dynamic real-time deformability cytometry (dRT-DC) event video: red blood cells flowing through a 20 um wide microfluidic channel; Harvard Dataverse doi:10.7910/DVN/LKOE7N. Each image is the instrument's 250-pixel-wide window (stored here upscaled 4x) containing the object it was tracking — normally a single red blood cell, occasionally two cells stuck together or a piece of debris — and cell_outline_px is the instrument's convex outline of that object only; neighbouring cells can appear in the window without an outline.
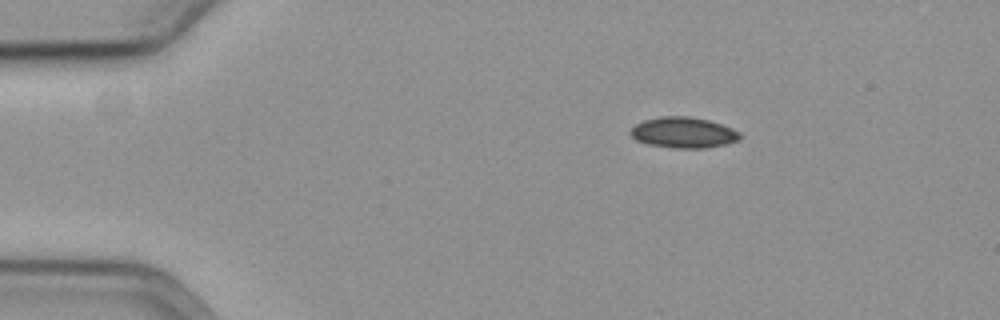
{"species": "common noctule bat (a hibernating species)", "species_latin": "Nyctalus noctula", "temperature_condition": "cold", "stored_images_in_passage": 11, "camera_frame_rate_fps": 3000, "um_per_image_px": 0.085, "animal": {"sex": "female", "body_mass_g": 19.3, "forearm_length_mm": 54.1}, "frame": {"image": 1, "passage_image": 1, "time_ms": 0.0, "image_size_px": [1000, 320], "cell_outline_px": [[740, 140], [708, 148], [676, 148], [648, 144], [636, 140], [628, 132], [636, 124], [644, 120], [660, 116], [688, 116], [708, 120], [732, 128], [740, 132]], "centroid_in_image_um": [58.08, 11.27], "position_along_channel_um": 26.9, "area_um2": 19.59}}
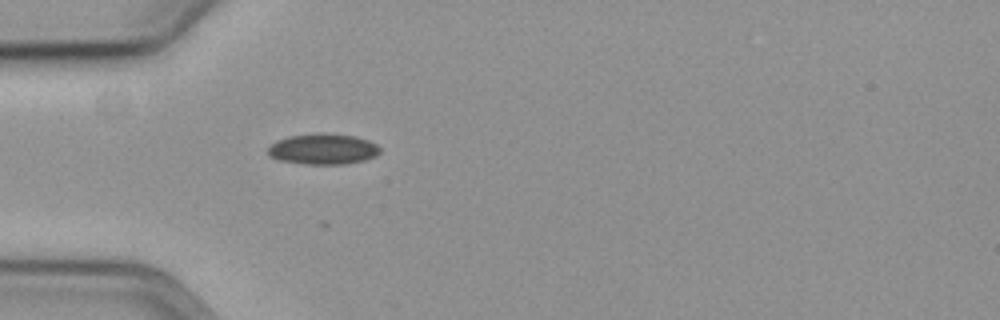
{"frame": {"image": 2, "passage_image": 9, "time_ms": 2.667, "image_size_px": [1000, 320], "cell_outline_px": [[380, 152], [376, 156], [364, 160], [344, 164], [304, 164], [280, 160], [268, 156], [268, 148], [276, 140], [288, 136], [320, 132], [356, 136], [368, 140], [376, 144], [380, 148]], "centroid_in_image_um": [27.45, 12.66], "position_along_channel_um": 57.5, "area_um2": 20.23}}